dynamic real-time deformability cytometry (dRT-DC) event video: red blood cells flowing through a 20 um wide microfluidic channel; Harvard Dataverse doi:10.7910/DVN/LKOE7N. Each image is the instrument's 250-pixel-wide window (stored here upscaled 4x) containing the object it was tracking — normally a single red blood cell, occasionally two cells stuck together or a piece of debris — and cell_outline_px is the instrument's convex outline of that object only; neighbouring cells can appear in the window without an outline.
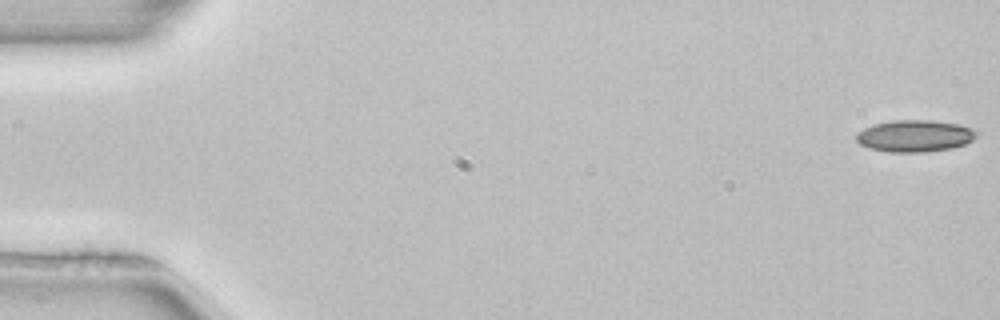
{"species": "common noctule bat (a hibernating species)", "species_latin": "Nyctalus noctula", "temperature_condition": "room temperature", "stored_images_in_passage": 52, "camera_frame_rate_fps": 3000, "um_per_image_px": 0.085, "animal": {"sex": "female", "body_mass_g": 22.7, "forearm_length_mm": 54.2}, "frame": {"image": 1, "passage_image": 1, "time_ms": 0.0, "image_size_px": [1000, 320], "cell_outline_px": [[980, 132], [972, 140], [964, 144], [952, 148], [924, 152], [888, 152], [868, 148], [860, 144], [856, 140], [856, 132], [872, 124], [892, 120], [928, 120], [960, 124], [972, 128]], "centroid_in_image_um": [77.74, 11.55], "position_along_channel_um": 7.3, "area_um2": 22.54}}
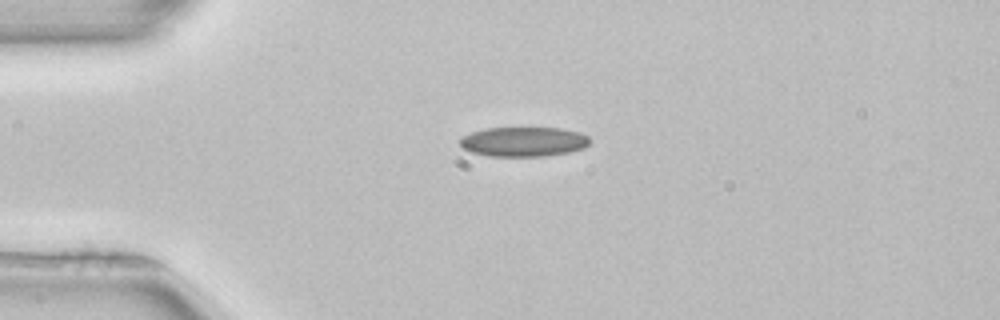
{"frame": {"image": 2, "passage_image": 13, "time_ms": 4.0, "image_size_px": [1000, 320], "cell_outline_px": [[588, 144], [584, 148], [568, 152], [544, 156], [488, 156], [472, 152], [464, 148], [460, 144], [460, 136], [484, 128], [560, 128], [580, 132], [588, 136]], "centroid_in_image_um": [44.48, 12.04], "position_along_channel_um": 40.5, "area_um2": 22.37}}
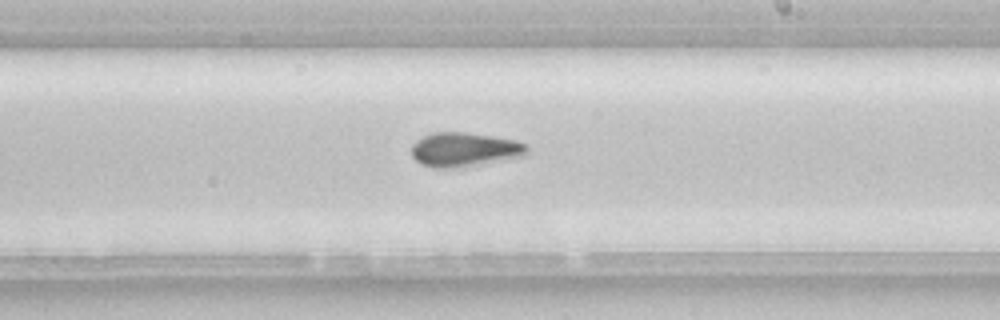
{"frame": {"image": 3, "passage_image": 31, "time_ms": 10.0, "image_size_px": [1000, 320], "cell_outline_px": [[528, 152], [524, 156], [452, 168], [432, 168], [420, 164], [412, 156], [412, 144], [416, 140], [432, 132], [464, 132], [492, 136], [516, 140], [524, 144], [528, 148]], "centroid_in_image_um": [39.44, 12.7], "position_along_channel_um": 249.6, "area_um2": 22.83}}